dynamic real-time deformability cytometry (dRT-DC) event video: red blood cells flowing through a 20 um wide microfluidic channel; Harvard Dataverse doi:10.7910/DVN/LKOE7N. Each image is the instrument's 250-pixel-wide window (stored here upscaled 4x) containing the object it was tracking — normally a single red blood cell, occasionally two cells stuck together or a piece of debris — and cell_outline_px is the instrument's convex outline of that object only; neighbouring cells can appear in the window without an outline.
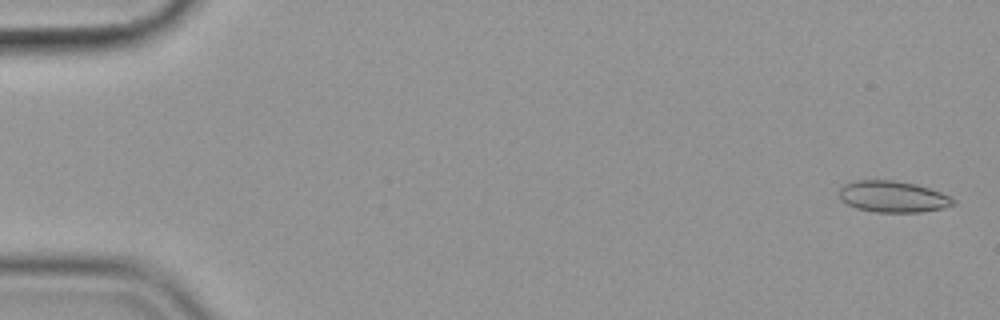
{"species": "common noctule bat (a hibernating species)", "species_latin": "Nyctalus noctula", "temperature_condition": "cold", "stored_images_in_passage": 57, "camera_frame_rate_fps": 3000, "um_per_image_px": 0.085, "animal": {"sex": "female", "body_mass_g": 19.9}, "frame": {"image": 1, "passage_image": 2, "time_ms": 0.333, "image_size_px": [1000, 320], "cell_outline_px": [[956, 204], [944, 208], [920, 212], [872, 212], [856, 208], [840, 200], [840, 188], [844, 184], [856, 180], [892, 180], [916, 184], [940, 192], [956, 200]], "centroid_in_image_um": [75.89, 16.72], "position_along_channel_um": 9.1, "area_um2": 20.87}}
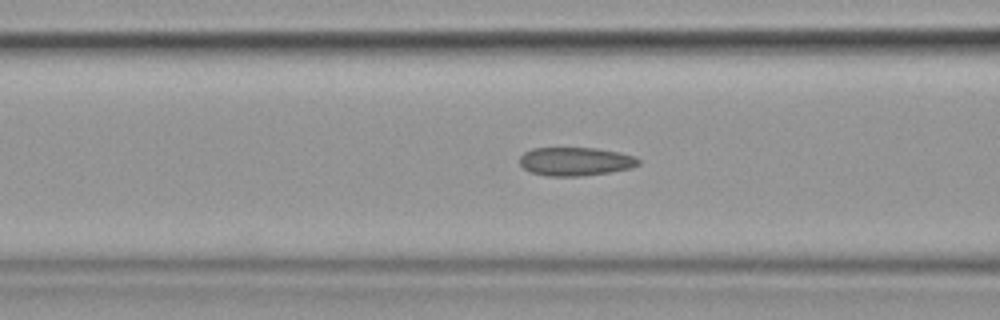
{"frame": {"image": 2, "passage_image": 23, "time_ms": 7.333, "image_size_px": [1000, 320], "cell_outline_px": [[640, 164], [632, 168], [608, 172], [580, 176], [548, 176], [528, 172], [520, 164], [520, 156], [524, 152], [532, 148], [596, 148], [620, 152], [636, 156], [640, 160]], "centroid_in_image_um": [48.92, 13.72], "position_along_channel_um": 117.7, "area_um2": 19.88}}
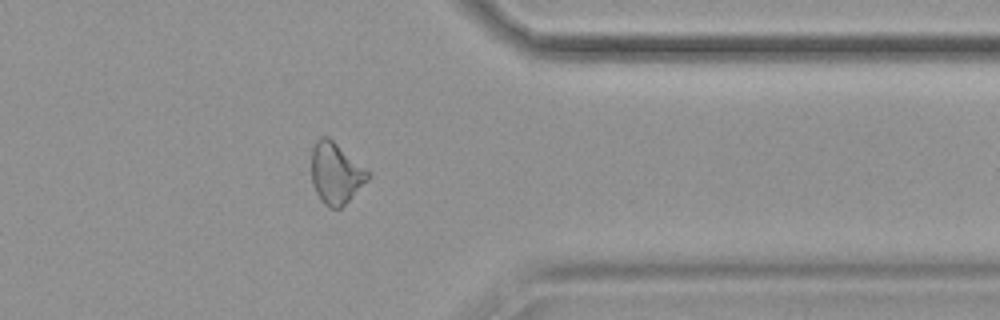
{"frame": {"image": 3, "passage_image": 46, "time_ms": 15.0, "image_size_px": [1000, 320], "cell_outline_px": [[372, 176], [340, 208], [328, 208], [320, 200], [312, 184], [312, 148], [316, 140], [320, 136], [328, 136], [372, 172]], "centroid_in_image_um": [28.56, 14.7], "position_along_channel_um": 382.8, "area_um2": 20.35}, "authors_computed_cell_mechanics": {"area_um2": 20.3456, "velocity_mm_per_s": 3.5683, "shape_relaxation_time_tau1_ms": null, "shape_relaxation_time_tau2_ms": 2.6874, "deformation_change_tau1": null, "deformation_change_tau2": 0.091}}